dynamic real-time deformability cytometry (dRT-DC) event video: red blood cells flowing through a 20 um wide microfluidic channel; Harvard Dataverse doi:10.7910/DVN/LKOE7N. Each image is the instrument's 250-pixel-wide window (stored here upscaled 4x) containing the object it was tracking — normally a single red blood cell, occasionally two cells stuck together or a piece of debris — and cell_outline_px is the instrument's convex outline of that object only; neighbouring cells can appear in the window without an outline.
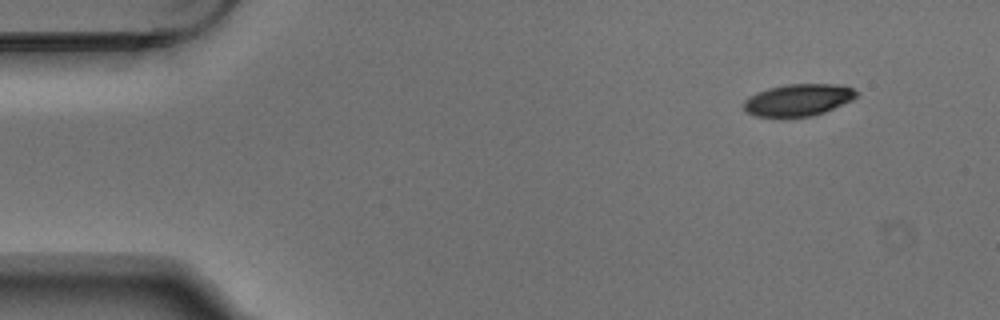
{"species": "Egyptian fruit bat (a non-hibernating species)", "species_latin": "Rousettus aegyptiacus", "temperature_condition": "warm", "stored_images_in_passage": 4, "camera_frame_rate_fps": 3000, "um_per_image_px": 0.085, "animal": {"sex": "male"}, "frame": {"image": 1, "passage_image": 1, "time_ms": 0.0, "image_size_px": [1000, 320], "cell_outline_px": [[860, 92], [852, 100], [824, 112], [812, 116], [756, 116], [748, 112], [744, 108], [744, 100], [748, 96], [756, 92], [768, 88], [788, 84], [840, 84], [852, 88]], "centroid_in_image_um": [67.87, 8.47], "position_along_channel_um": 17.1, "area_um2": 20.87}}
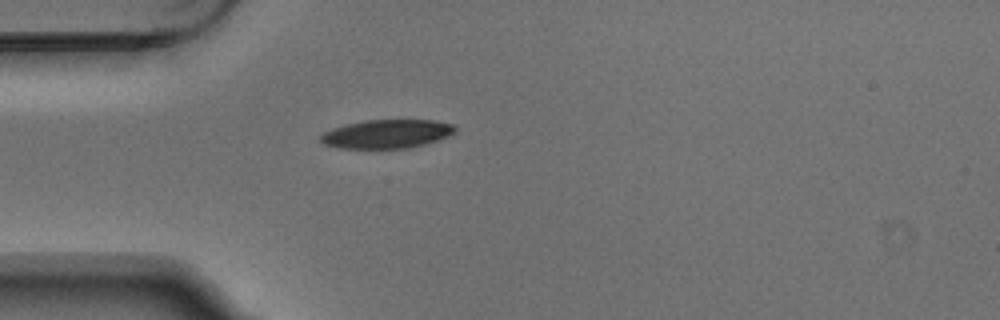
{"frame": {"image": 2, "passage_image": 4, "time_ms": 1.0, "image_size_px": [1000, 320], "cell_outline_px": [[456, 132], [448, 136], [424, 144], [408, 148], [336, 148], [324, 144], [320, 140], [320, 136], [324, 132], [332, 128], [344, 124], [368, 120], [436, 120], [452, 124], [456, 128]], "centroid_in_image_um": [32.86, 11.38], "position_along_channel_um": 52.1, "area_um2": 22.48}}